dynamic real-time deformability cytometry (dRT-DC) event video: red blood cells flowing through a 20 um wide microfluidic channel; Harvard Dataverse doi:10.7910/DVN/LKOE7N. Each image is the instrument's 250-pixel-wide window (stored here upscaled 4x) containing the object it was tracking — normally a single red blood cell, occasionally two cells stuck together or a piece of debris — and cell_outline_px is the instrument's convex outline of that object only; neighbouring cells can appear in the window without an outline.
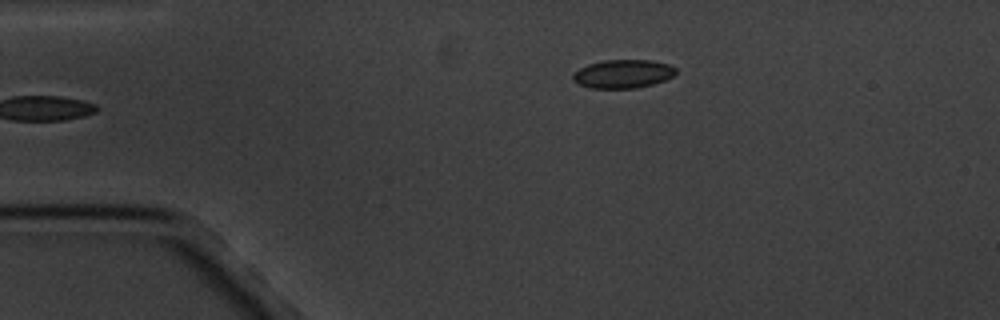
{"species": "common noctule bat (a hibernating species)", "species_latin": "Nyctalus noctula", "temperature_condition": "cold", "stored_images_in_passage": 6, "camera_frame_rate_fps": 3000, "um_per_image_px": 0.085, "animal": {"sex": "male", "body_mass_g": 20.1, "forearm_length_mm": 53.5}, "frame": {"image": 1, "passage_image": 6, "time_ms": 6.0, "image_size_px": [1000, 320], "cell_outline_px": [[676, 72], [672, 76], [664, 80], [652, 84], [636, 88], [592, 88], [580, 84], [572, 80], [572, 76], [580, 68], [588, 64], [604, 60], [652, 60], [668, 64], [676, 68]], "centroid_in_image_um": [52.96, 6.27], "position_along_channel_um": 32.0, "area_um2": 16.94}}